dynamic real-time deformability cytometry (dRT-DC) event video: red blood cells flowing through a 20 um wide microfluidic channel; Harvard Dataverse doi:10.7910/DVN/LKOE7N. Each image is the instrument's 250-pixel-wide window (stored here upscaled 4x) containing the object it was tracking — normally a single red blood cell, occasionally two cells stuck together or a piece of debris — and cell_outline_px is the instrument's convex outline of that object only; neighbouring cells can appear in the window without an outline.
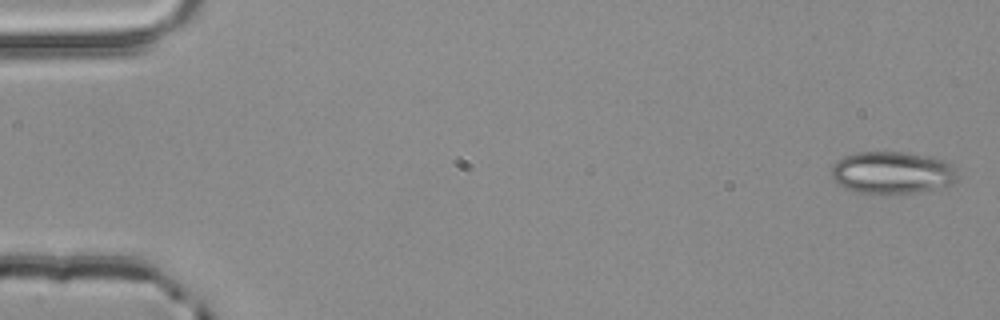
{"species": "common noctule bat (a hibernating species)", "species_latin": "Nyctalus noctula", "temperature_condition": "room temperature", "stored_images_in_passage": 5, "camera_frame_rate_fps": 3000, "um_per_image_px": 0.085, "animal": {"sex": "male", "body_mass_g": 20.4}, "frame": {"image": 1, "passage_image": 1, "time_ms": 0.0, "image_size_px": [1000, 320], "cell_outline_px": [[956, 180], [952, 184], [936, 188], [916, 192], [880, 196], [860, 192], [848, 188], [840, 184], [832, 176], [832, 168], [836, 160], [844, 156], [856, 152], [904, 152], [928, 156], [944, 160], [952, 164], [956, 168]], "centroid_in_image_um": [75.85, 14.68], "position_along_channel_um": 9.1, "area_um2": 31.27}}